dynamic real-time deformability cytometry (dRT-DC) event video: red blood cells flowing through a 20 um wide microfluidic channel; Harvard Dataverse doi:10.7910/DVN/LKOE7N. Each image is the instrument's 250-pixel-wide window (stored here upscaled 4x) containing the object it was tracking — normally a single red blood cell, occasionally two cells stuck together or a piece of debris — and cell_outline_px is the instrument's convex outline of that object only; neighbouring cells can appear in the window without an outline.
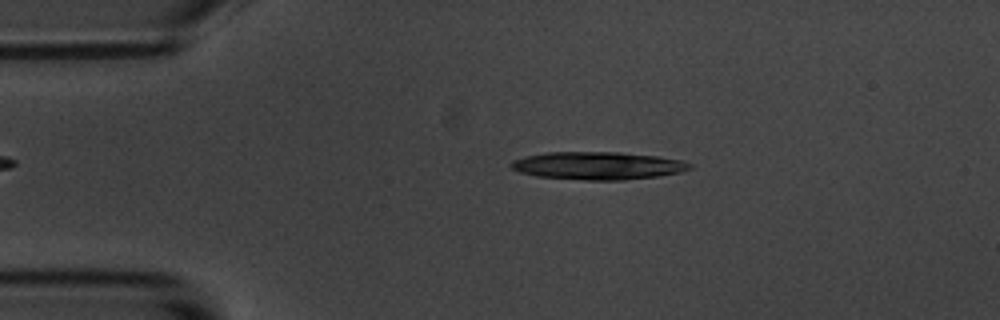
{"species": "common noctule bat (a hibernating species)", "species_latin": "Nyctalus noctula", "temperature_condition": "room temperature", "stored_images_in_passage": 4, "camera_frame_rate_fps": 3000, "um_per_image_px": 0.085, "animal": {"sex": "male", "body_mass_g": 20.1, "forearm_length_mm": 53.5}, "frame": {"image": 1, "passage_image": 2, "time_ms": 1.333, "image_size_px": [1000, 320], "cell_outline_px": [[692, 168], [680, 172], [656, 176], [624, 180], [584, 180], [536, 176], [520, 172], [512, 168], [508, 164], [512, 160], [524, 156], [548, 152], [620, 152], [656, 156], [680, 160], [692, 164]], "centroid_in_image_um": [50.78, 14.08], "position_along_channel_um": 34.2, "area_um2": 28.9}}